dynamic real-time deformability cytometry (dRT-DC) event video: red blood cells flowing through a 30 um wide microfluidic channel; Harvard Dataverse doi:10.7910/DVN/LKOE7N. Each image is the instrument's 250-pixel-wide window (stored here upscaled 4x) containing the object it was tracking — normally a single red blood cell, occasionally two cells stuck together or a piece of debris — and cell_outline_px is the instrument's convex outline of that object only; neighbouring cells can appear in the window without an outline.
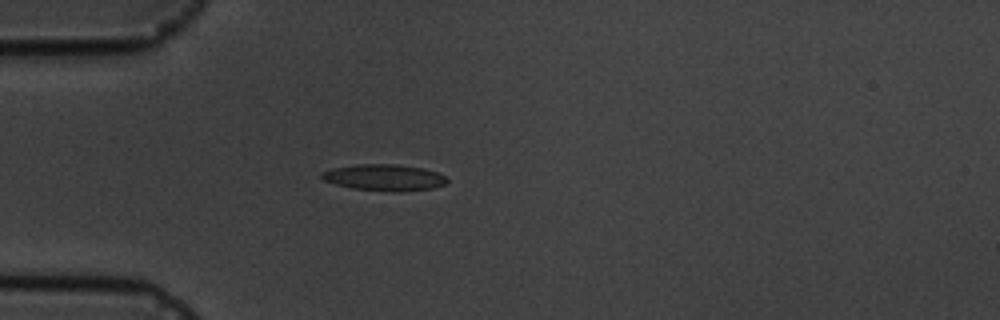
{"species": "common noctule bat (a hibernating species)", "species_latin": "Nyctalus noctula", "temperature_condition": "cold", "stored_images_in_passage": 2, "camera_frame_rate_fps": 3000, "um_per_image_px": 0.085, "animal": {"sex": "male", "body_mass_g": 19.5, "forearm_length_mm": 54.6}, "frame": {"image": 1, "passage_image": 2, "time_ms": 1.0, "image_size_px": [1000, 320], "cell_outline_px": [[448, 180], [444, 184], [432, 188], [400, 192], [392, 192], [352, 188], [336, 184], [324, 180], [320, 176], [320, 172], [332, 168], [356, 164], [396, 164], [424, 168], [436, 172], [444, 176]], "centroid_in_image_um": [32.64, 15.08], "position_along_channel_um": 52.4, "area_um2": 19.31}}